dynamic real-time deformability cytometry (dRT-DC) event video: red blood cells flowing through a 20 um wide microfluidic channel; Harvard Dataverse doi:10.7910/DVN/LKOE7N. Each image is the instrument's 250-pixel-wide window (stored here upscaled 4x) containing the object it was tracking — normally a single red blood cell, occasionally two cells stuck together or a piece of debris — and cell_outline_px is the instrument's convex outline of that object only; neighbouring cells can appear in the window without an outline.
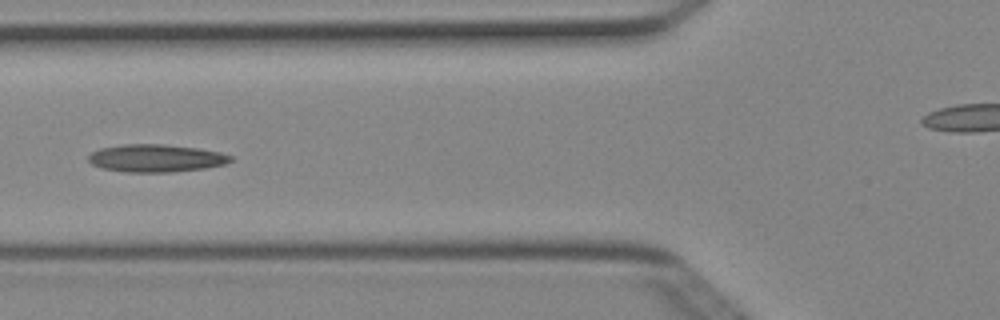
{"species": "Egyptian fruit bat (a non-hibernating species)", "species_latin": "Rousettus aegyptiacus", "temperature_condition": "cold", "stored_images_in_passage": 6, "camera_frame_rate_fps": 3000, "um_per_image_px": 0.085, "animal": {"sex": "female"}, "frame": {"image": 1, "passage_image": 6, "time_ms": 1.667, "image_size_px": [1000, 320], "cell_outline_px": [[232, 160], [224, 164], [204, 168], [172, 172], [128, 172], [104, 168], [92, 164], [88, 160], [88, 156], [92, 152], [100, 148], [120, 144], [164, 144], [196, 148], [220, 152], [232, 156]], "centroid_in_image_um": [13.24, 13.44], "position_along_channel_um": 112.6, "area_um2": 22.77}}